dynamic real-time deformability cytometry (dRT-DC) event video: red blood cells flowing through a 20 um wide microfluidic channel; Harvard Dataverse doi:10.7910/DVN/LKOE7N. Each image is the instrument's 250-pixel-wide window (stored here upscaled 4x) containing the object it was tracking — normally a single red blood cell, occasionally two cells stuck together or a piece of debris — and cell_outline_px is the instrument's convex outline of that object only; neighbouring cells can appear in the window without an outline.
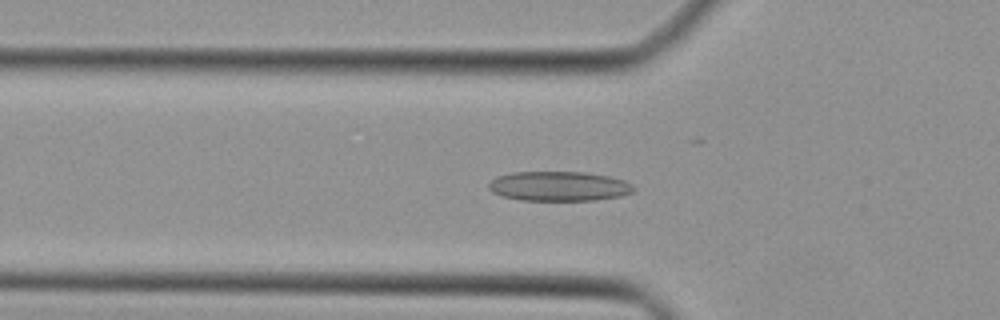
{"species": "Egyptian fruit bat (a non-hibernating species)", "species_latin": "Rousettus aegyptiacus", "temperature_condition": "cold", "stored_images_in_passage": 44, "camera_frame_rate_fps": 3000, "um_per_image_px": 0.085, "animal": {"sex": "female"}, "frame": {"image": 1, "passage_image": 14, "time_ms": 4.333, "image_size_px": [1000, 320], "cell_outline_px": [[636, 188], [632, 192], [620, 196], [596, 200], [520, 200], [500, 196], [492, 192], [488, 188], [488, 184], [496, 176], [512, 172], [584, 172], [608, 176], [624, 180], [632, 184]], "centroid_in_image_um": [47.49, 15.83], "position_along_channel_um": 78.3, "area_um2": 25.14}}
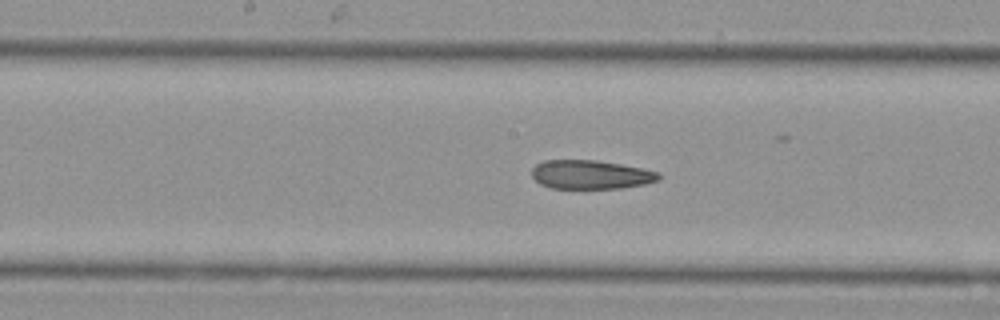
{"frame": {"image": 2, "passage_image": 22, "time_ms": 7.0, "image_size_px": [1000, 320], "cell_outline_px": [[660, 180], [644, 184], [620, 188], [552, 188], [540, 184], [532, 176], [532, 168], [536, 164], [544, 160], [596, 160], [620, 164], [660, 172]], "centroid_in_image_um": [50.21, 14.84], "position_along_channel_um": 198.0, "area_um2": 21.27}}
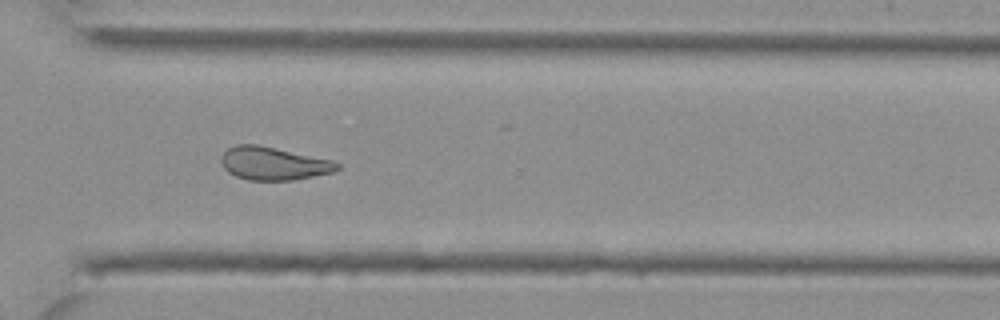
{"frame": {"image": 3, "passage_image": 32, "time_ms": 10.333, "image_size_px": [1000, 320], "cell_outline_px": [[340, 168], [332, 172], [292, 180], [248, 180], [236, 176], [228, 172], [224, 168], [220, 160], [220, 156], [228, 148], [236, 144], [256, 144], [332, 160], [340, 164]], "centroid_in_image_um": [23.21, 13.89], "position_along_channel_um": 347.4, "area_um2": 22.2}}